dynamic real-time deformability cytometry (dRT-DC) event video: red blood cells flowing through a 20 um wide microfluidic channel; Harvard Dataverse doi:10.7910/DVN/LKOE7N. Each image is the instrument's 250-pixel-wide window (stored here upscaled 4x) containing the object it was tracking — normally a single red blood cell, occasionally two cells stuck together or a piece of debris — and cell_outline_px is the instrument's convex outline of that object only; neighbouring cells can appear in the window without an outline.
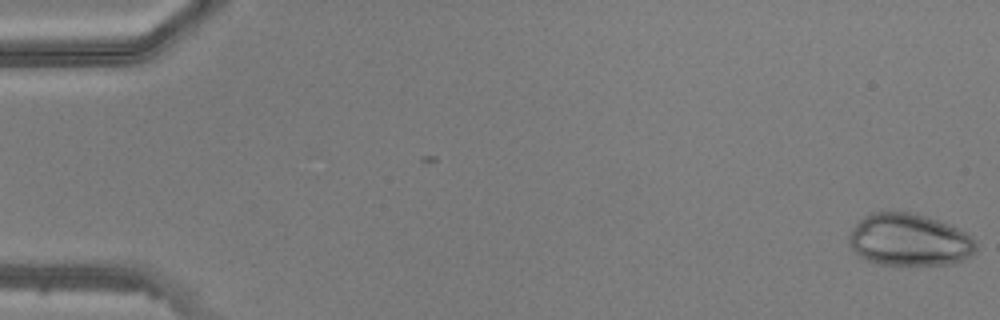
{"species": "common noctule bat (a hibernating species)", "species_latin": "Nyctalus noctula", "temperature_condition": "warm", "stored_images_in_passage": 47, "camera_frame_rate_fps": 3000, "um_per_image_px": 0.085, "animal": {"sex": "male", "body_mass_g": 20.5, "forearm_length_mm": 52.5}, "frame": {"image": 1, "passage_image": 1, "time_ms": 0.0, "image_size_px": [1000, 320], "cell_outline_px": [[976, 248], [964, 260], [952, 264], [876, 264], [860, 256], [848, 244], [848, 236], [852, 228], [864, 216], [872, 212], [908, 212], [924, 216], [948, 224], [972, 236], [976, 244]], "centroid_in_image_um": [77.25, 20.39], "position_along_channel_um": 7.7, "area_um2": 38.26}}
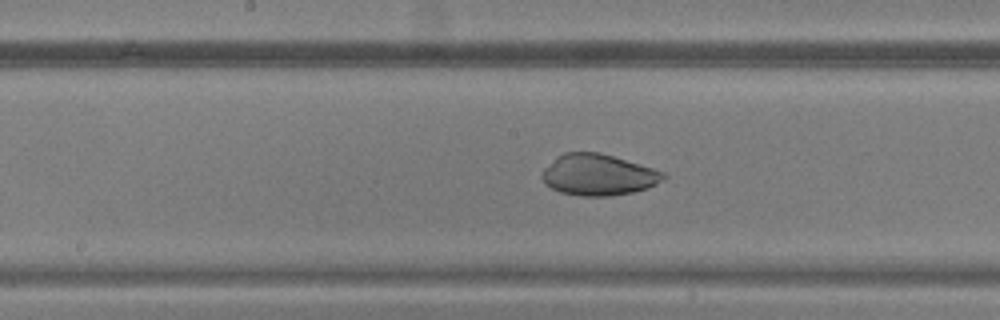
{"frame": {"image": 2, "passage_image": 25, "time_ms": 8.0, "image_size_px": [1000, 320], "cell_outline_px": [[668, 176], [656, 184], [648, 188], [632, 192], [608, 196], [580, 196], [560, 192], [544, 184], [540, 176], [544, 168], [564, 152], [600, 152], [652, 168], [664, 172]], "centroid_in_image_um": [50.84, 14.86], "position_along_channel_um": 197.4, "area_um2": 29.07}}
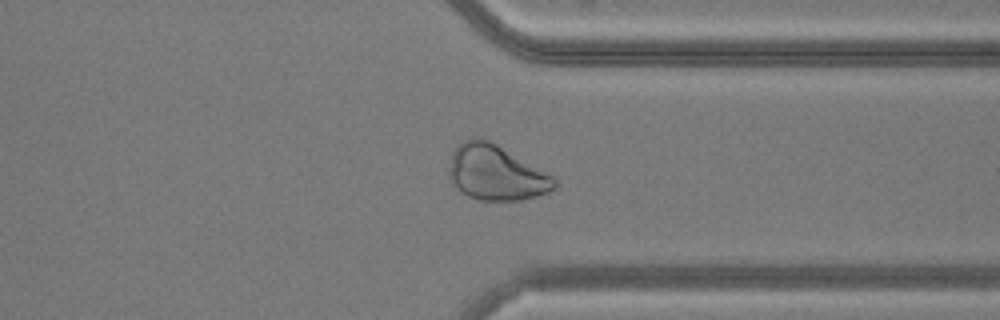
{"frame": {"image": 3, "passage_image": 37, "time_ms": 12.0, "image_size_px": [1000, 320], "cell_outline_px": [[556, 188], [548, 192], [536, 196], [520, 200], [480, 200], [468, 196], [460, 192], [452, 184], [448, 176], [448, 168], [452, 152], [456, 144], [460, 140], [468, 136], [480, 136], [496, 144], [552, 176], [556, 180]], "centroid_in_image_um": [42.06, 14.66], "position_along_channel_um": 369.3, "area_um2": 34.1}}